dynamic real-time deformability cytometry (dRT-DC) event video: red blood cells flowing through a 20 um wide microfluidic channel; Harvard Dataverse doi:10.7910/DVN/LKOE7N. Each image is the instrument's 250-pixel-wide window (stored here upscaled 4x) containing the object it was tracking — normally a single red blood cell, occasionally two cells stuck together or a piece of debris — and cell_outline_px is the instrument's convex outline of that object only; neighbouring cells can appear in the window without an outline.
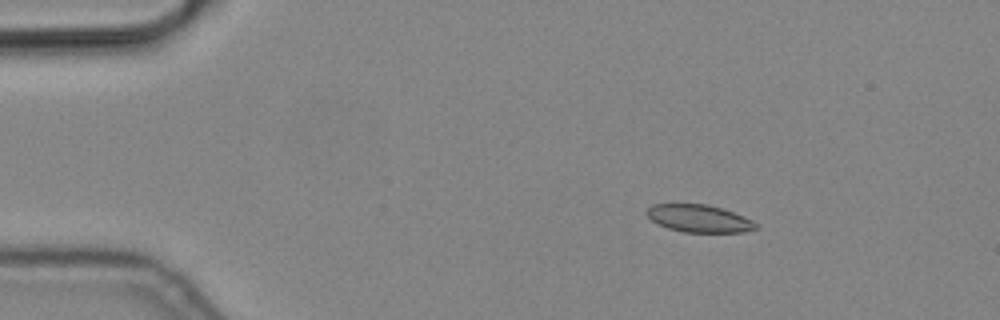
{"species": "common noctule bat (a hibernating species)", "species_latin": "Nyctalus noctula", "temperature_condition": "cold", "stored_images_in_passage": 4, "camera_frame_rate_fps": 3000, "um_per_image_px": 0.085, "animal": {"sex": "male", "body_mass_g": 19.2, "forearm_length_mm": 51.8}, "frame": {"image": 1, "passage_image": 2, "time_ms": 0.333, "image_size_px": [1000, 320], "cell_outline_px": [[756, 228], [744, 232], [684, 232], [668, 228], [652, 220], [644, 212], [652, 204], [708, 204], [724, 208], [744, 216], [752, 220], [756, 224]], "centroid_in_image_um": [59.42, 18.56], "position_along_channel_um": 25.6, "area_um2": 17.46}}